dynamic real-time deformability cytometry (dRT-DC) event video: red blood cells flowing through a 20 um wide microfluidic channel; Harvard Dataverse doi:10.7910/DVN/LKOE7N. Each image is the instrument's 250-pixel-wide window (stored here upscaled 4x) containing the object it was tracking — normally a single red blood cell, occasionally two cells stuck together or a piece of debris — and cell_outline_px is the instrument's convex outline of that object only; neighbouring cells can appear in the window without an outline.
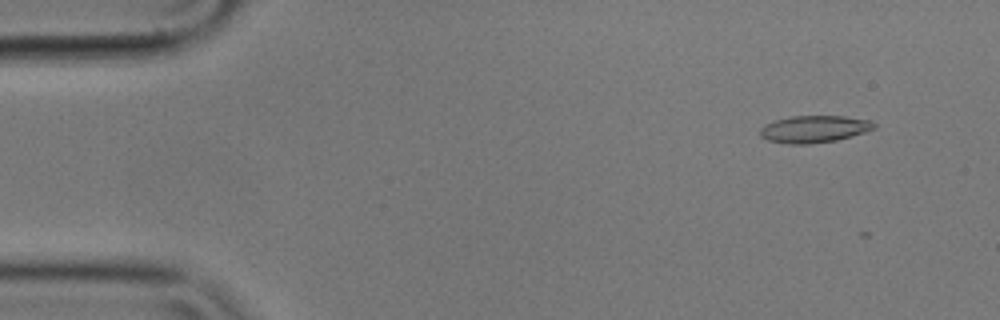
{"species": "common noctule bat (a hibernating species)", "species_latin": "Nyctalus noctula", "temperature_condition": "cold", "stored_images_in_passage": 3, "camera_frame_rate_fps": 3000, "um_per_image_px": 0.085, "animal": {"sex": "male", "body_mass_g": 17.9}, "frame": {"image": 1, "passage_image": 1, "time_ms": 0.0, "image_size_px": [1000, 320], "cell_outline_px": [[876, 128], [852, 136], [836, 140], [808, 144], [788, 144], [768, 140], [760, 136], [760, 128], [764, 124], [776, 120], [792, 116], [844, 116], [872, 120], [876, 124]], "centroid_in_image_um": [69.21, 10.96], "position_along_channel_um": 15.8, "area_um2": 18.03}}